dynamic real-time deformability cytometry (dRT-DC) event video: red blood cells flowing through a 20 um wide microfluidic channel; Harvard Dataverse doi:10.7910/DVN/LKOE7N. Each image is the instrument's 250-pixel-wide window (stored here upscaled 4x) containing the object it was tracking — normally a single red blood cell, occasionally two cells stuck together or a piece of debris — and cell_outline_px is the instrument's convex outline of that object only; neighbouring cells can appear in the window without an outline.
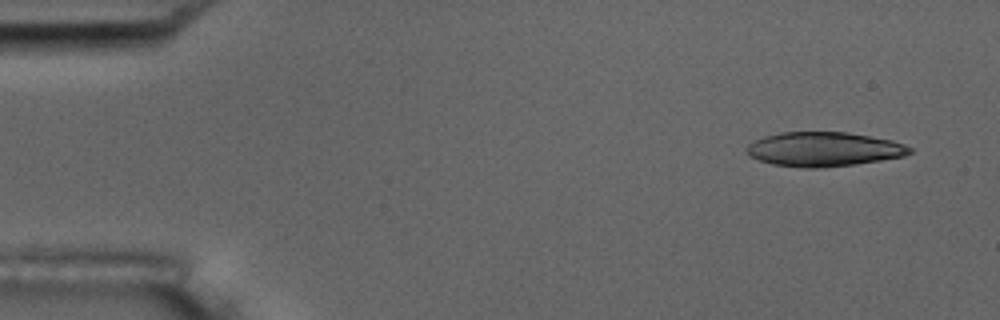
{"species": "common noctule bat (a hibernating species)", "species_latin": "Nyctalus noctula", "temperature_condition": "room temperature", "stored_images_in_passage": 4, "camera_frame_rate_fps": 3000, "um_per_image_px": 0.085, "animal": {"sex": "male", "body_mass_g": 17.5, "forearm_length_mm": 52.3}, "frame": {"image": 1, "passage_image": 1, "time_ms": 0.0, "image_size_px": [1000, 320], "cell_outline_px": [[912, 152], [904, 156], [856, 164], [816, 168], [804, 168], [772, 164], [748, 156], [744, 152], [744, 148], [748, 144], [764, 136], [780, 132], [848, 132], [892, 140], [904, 144], [912, 148]], "centroid_in_image_um": [69.99, 12.68], "position_along_channel_um": 15.0, "area_um2": 32.77}}